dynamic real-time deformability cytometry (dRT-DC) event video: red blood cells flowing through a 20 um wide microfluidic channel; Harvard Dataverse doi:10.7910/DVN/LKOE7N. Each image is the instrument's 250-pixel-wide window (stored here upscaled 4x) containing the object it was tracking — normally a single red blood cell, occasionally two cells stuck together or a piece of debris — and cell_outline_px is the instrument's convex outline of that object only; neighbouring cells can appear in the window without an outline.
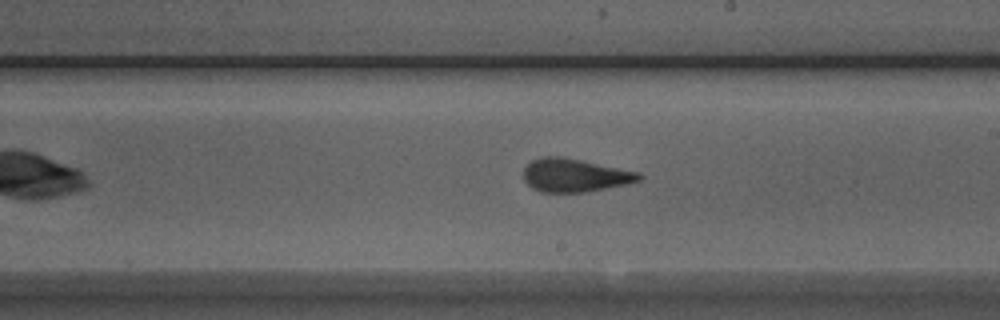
{"species": "Egyptian fruit bat (a non-hibernating species)", "species_latin": "Rousettus aegyptiacus", "temperature_condition": "room temperature", "stored_images_in_passage": 7, "camera_frame_rate_fps": 3000, "um_per_image_px": 0.085, "animal": {"sex": "male"}, "frame": {"image": 1, "passage_image": 7, "time_ms": 7.667, "image_size_px": [1000, 320], "cell_outline_px": [[644, 176], [640, 180], [628, 184], [584, 192], [540, 192], [532, 188], [524, 180], [524, 168], [532, 160], [540, 156], [560, 156], [580, 160], [636, 172]], "centroid_in_image_um": [48.81, 14.9], "position_along_channel_um": 240.2, "area_um2": 22.14}}